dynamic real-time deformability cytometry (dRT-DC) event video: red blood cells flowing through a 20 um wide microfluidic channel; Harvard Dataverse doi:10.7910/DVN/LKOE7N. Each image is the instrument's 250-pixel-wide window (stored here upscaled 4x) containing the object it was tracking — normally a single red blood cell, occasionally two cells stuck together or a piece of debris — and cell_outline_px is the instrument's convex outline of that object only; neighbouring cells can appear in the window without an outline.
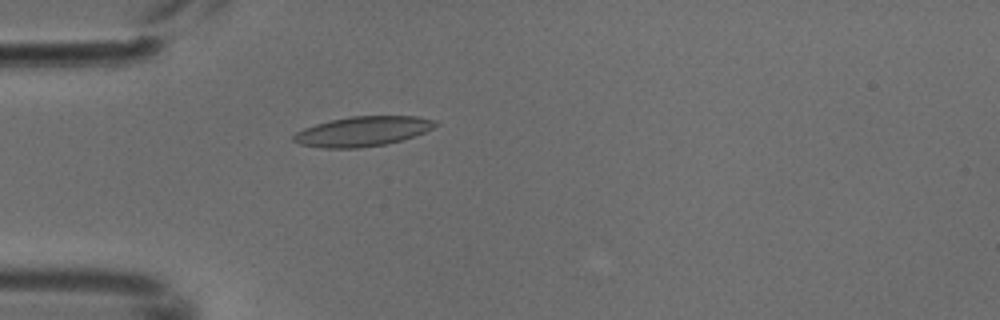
{"species": "common noctule bat (a hibernating species)", "species_latin": "Nyctalus noctula", "temperature_condition": "cold", "stored_images_in_passage": 4, "camera_frame_rate_fps": 3000, "um_per_image_px": 0.085, "animal": {"sex": "male", "body_mass_g": 18.8}, "frame": {"image": 1, "passage_image": 4, "time_ms": 1.0, "image_size_px": [1000, 320], "cell_outline_px": [[440, 124], [424, 132], [388, 144], [360, 148], [324, 148], [300, 144], [292, 140], [292, 136], [296, 132], [304, 128], [316, 124], [332, 120], [352, 116], [416, 116], [436, 120]], "centroid_in_image_um": [30.83, 11.16], "position_along_channel_um": 54.2, "area_um2": 24.57}}